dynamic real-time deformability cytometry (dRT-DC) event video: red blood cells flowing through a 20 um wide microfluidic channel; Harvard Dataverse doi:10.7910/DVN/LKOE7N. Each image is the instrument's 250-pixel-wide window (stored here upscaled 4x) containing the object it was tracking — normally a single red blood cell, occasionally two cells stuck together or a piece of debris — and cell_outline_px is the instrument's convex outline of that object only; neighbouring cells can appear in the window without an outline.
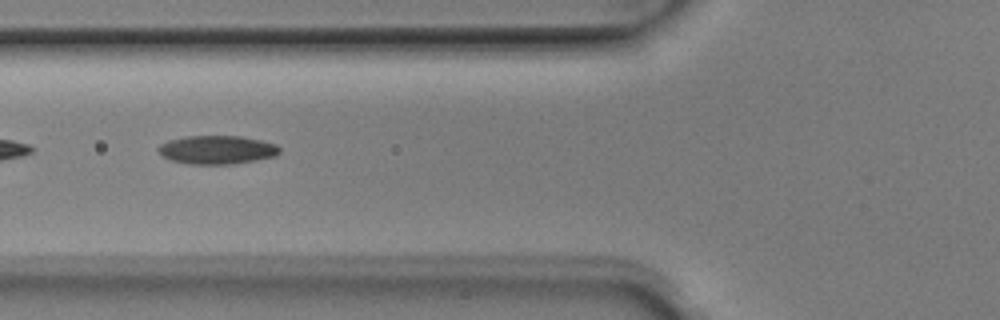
{"species": "Egyptian fruit bat (a non-hibernating species)", "species_latin": "Rousettus aegyptiacus", "temperature_condition": "room temperature", "stored_images_in_passage": 34, "camera_frame_rate_fps": 3000, "um_per_image_px": 0.085, "animal": {"sex": "male"}, "frame": {"image": 1, "passage_image": 3, "time_ms": 0.667, "image_size_px": [1000, 320], "cell_outline_px": [[276, 148], [272, 152], [256, 156], [236, 160], [192, 160], [172, 156], [164, 152], [168, 148], [192, 140], [244, 140], [264, 144]], "centroid_in_image_um": [18.59, 12.74], "position_along_channel_um": 107.2, "area_um2": 12.48}}
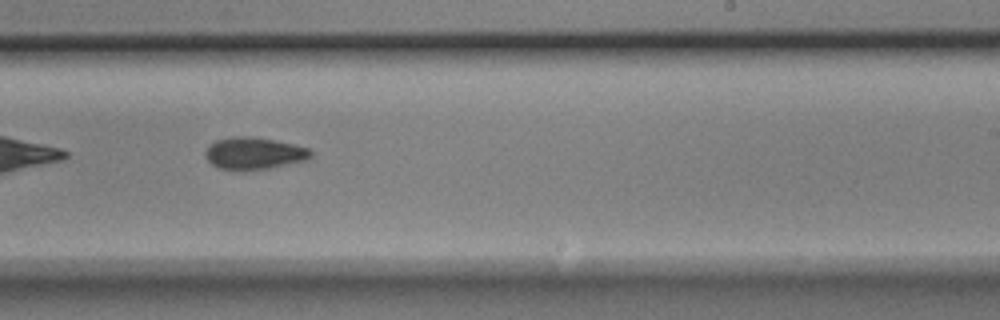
{"frame": {"image": 2, "passage_image": 15, "time_ms": 4.667, "image_size_px": [1000, 320], "cell_outline_px": [[304, 152], [300, 156], [260, 164], [224, 164], [216, 160], [212, 156], [212, 152], [216, 148], [224, 144], [276, 144], [296, 148]], "centroid_in_image_um": [21.57, 13.05], "position_along_channel_um": 267.4, "area_um2": 10.64}}
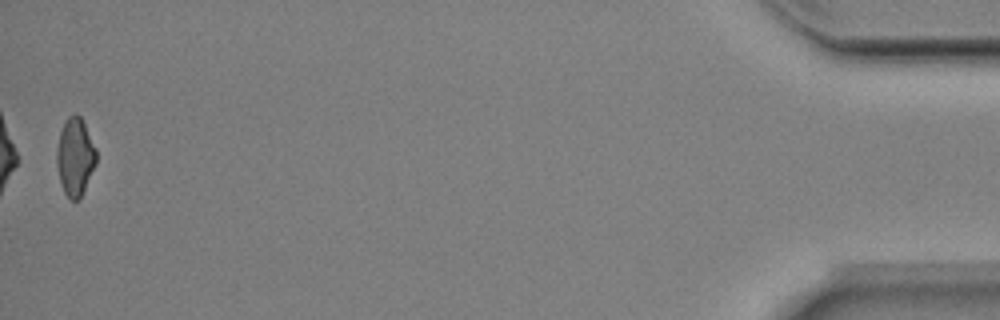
{"frame": {"image": 3, "passage_image": 34, "time_ms": 11.0, "image_size_px": [1000, 320], "cell_outline_px": [[96, 160], [80, 192], [76, 196], [68, 192], [64, 184], [64, 180], [76, 116], [80, 120], [96, 152]], "centroid_in_image_um": [6.73, 13.57], "position_along_channel_um": 428.5, "area_um2": 10.64}}